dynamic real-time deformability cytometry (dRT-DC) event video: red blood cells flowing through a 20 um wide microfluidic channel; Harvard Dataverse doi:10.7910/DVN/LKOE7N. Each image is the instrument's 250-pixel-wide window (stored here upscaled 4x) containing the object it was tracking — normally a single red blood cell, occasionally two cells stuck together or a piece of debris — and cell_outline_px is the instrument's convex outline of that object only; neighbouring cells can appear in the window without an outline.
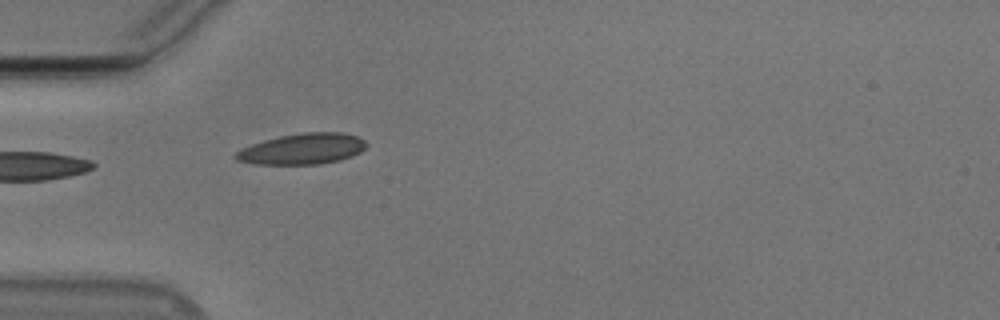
{"species": "Egyptian fruit bat (a non-hibernating species)", "species_latin": "Rousettus aegyptiacus", "temperature_condition": "cold", "stored_images_in_passage": 8, "camera_frame_rate_fps": 3000, "um_per_image_px": 0.085, "animal": {"sex": "male"}, "frame": {"image": 1, "passage_image": 1, "time_ms": 0.0, "image_size_px": [1000, 320], "cell_outline_px": [[368, 144], [360, 152], [352, 156], [340, 160], [320, 164], [256, 164], [236, 160], [232, 156], [240, 148], [264, 140], [280, 136], [304, 132], [340, 132], [356, 136], [364, 140]], "centroid_in_image_um": [25.69, 12.66], "position_along_channel_um": 59.3, "area_um2": 23.52}}